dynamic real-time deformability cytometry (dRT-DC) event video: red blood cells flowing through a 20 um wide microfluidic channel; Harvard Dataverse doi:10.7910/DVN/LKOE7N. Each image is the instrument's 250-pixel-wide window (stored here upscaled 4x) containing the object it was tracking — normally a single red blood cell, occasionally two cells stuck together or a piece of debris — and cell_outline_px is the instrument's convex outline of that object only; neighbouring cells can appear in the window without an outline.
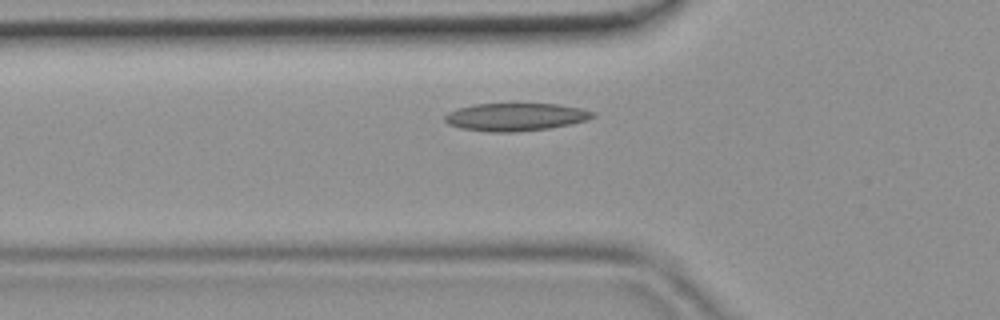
{"species": "common noctule bat (a hibernating species)", "species_latin": "Nyctalus noctula", "temperature_condition": "room temperature", "stored_images_in_passage": 38, "camera_frame_rate_fps": 3000, "um_per_image_px": 0.085, "animal": {"sex": "female", "body_mass_g": 19.9}, "frame": {"image": 1, "passage_image": 9, "time_ms": 2.667, "image_size_px": [1000, 320], "cell_outline_px": [[596, 116], [588, 120], [548, 128], [516, 132], [488, 132], [460, 128], [448, 124], [444, 120], [444, 116], [448, 112], [460, 108], [476, 104], [556, 104], [580, 108], [596, 112]], "centroid_in_image_um": [43.82, 9.94], "position_along_channel_um": 82.0, "area_um2": 23.87}}
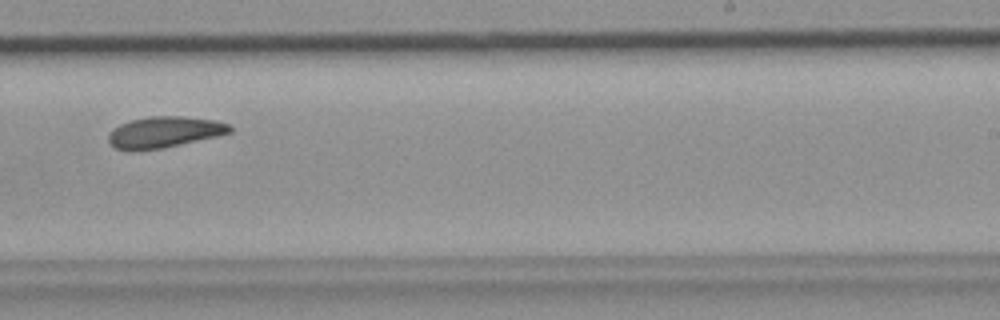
{"frame": {"image": 2, "passage_image": 22, "time_ms": 7.0, "image_size_px": [1000, 320], "cell_outline_px": [[232, 132], [216, 136], [164, 148], [132, 152], [116, 148], [108, 140], [108, 132], [112, 128], [120, 124], [132, 120], [148, 116], [184, 116], [216, 120], [228, 124], [232, 128]], "centroid_in_image_um": [13.93, 11.24], "position_along_channel_um": 275.1, "area_um2": 22.25}}
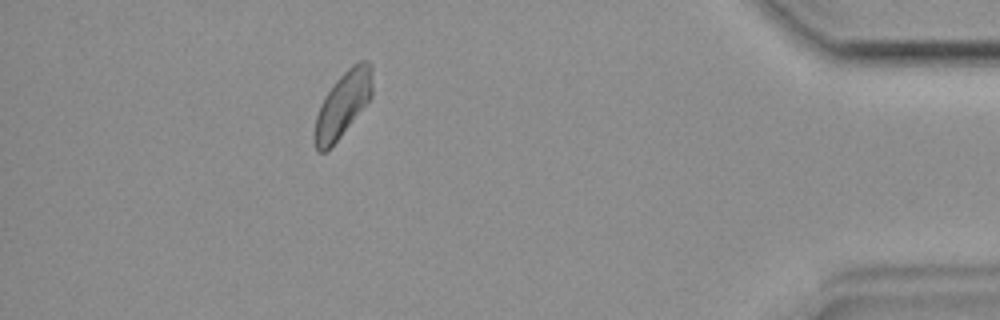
{"frame": {"image": 3, "passage_image": 34, "time_ms": 11.0, "image_size_px": [1000, 320], "cell_outline_px": [[372, 96], [340, 136], [324, 152], [316, 152], [312, 140], [312, 136], [316, 116], [320, 104], [324, 96], [332, 84], [352, 64], [360, 60], [368, 60], [372, 64]], "centroid_in_image_um": [29.1, 8.85], "position_along_channel_um": 406.1, "area_um2": 22.02}}